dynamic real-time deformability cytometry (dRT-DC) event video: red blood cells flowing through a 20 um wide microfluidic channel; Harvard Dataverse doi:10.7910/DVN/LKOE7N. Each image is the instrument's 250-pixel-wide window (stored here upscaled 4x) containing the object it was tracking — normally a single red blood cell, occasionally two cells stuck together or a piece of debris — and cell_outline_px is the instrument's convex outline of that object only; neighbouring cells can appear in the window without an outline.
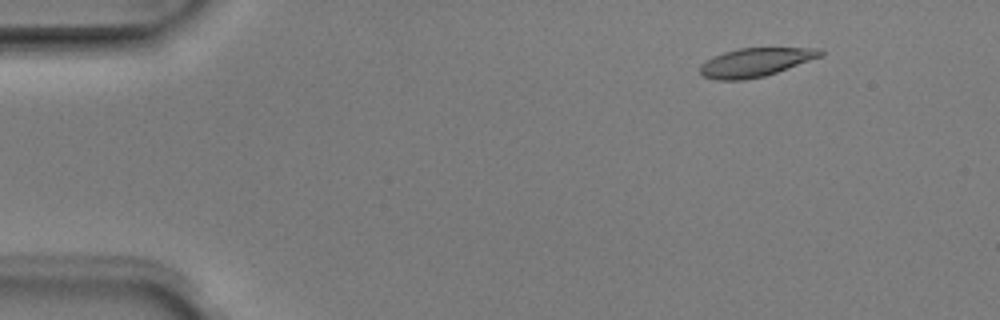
{"species": "Egyptian fruit bat (a non-hibernating species)", "species_latin": "Rousettus aegyptiacus", "temperature_condition": "room temperature", "stored_images_in_passage": 6, "camera_frame_rate_fps": 3000, "um_per_image_px": 0.085, "animal": {"sex": "male"}, "frame": {"image": 1, "passage_image": 2, "time_ms": 0.333, "image_size_px": [1000, 320], "cell_outline_px": [[824, 56], [764, 76], [744, 80], [716, 80], [704, 76], [700, 72], [700, 64], [712, 56], [724, 52], [740, 48], [824, 48]], "centroid_in_image_um": [64.24, 5.29], "position_along_channel_um": 20.8, "area_um2": 20.17}}
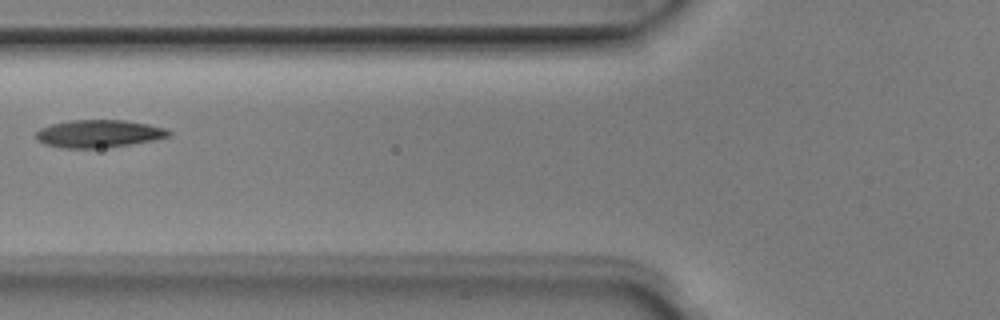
{"frame": {"image": 2, "passage_image": 6, "time_ms": 1.667, "image_size_px": [1000, 320], "cell_outline_px": [[172, 132], [168, 136], [152, 140], [128, 144], [96, 148], [64, 148], [44, 144], [36, 136], [36, 132], [40, 128], [52, 124], [68, 120], [124, 120], [148, 124], [164, 128]], "centroid_in_image_um": [8.36, 11.35], "position_along_channel_um": 117.4, "area_um2": 21.04}}